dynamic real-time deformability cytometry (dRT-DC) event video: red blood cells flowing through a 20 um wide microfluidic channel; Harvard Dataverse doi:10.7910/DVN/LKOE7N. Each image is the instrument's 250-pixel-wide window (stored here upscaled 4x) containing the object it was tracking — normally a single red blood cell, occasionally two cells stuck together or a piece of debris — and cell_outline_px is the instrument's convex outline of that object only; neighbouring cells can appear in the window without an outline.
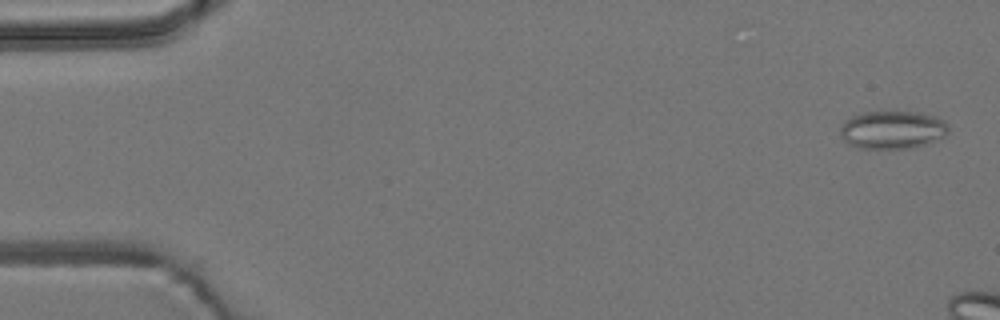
{"species": "common noctule bat (a hibernating species)", "species_latin": "Nyctalus noctula", "temperature_condition": "room temperature", "stored_images_in_passage": 9, "camera_frame_rate_fps": 3000, "um_per_image_px": 0.085, "animal": {"sex": "male", "body_mass_g": 19.2, "forearm_length_mm": 51.8}, "frame": {"image": 1, "passage_image": 2, "time_ms": 0.333, "image_size_px": [1000, 320], "cell_outline_px": [[948, 132], [944, 136], [924, 144], [912, 148], [856, 148], [848, 144], [840, 136], [840, 128], [844, 120], [852, 116], [864, 112], [916, 112], [936, 116], [944, 120], [948, 124]], "centroid_in_image_um": [75.83, 11.03], "position_along_channel_um": 9.2, "area_um2": 23.99}}